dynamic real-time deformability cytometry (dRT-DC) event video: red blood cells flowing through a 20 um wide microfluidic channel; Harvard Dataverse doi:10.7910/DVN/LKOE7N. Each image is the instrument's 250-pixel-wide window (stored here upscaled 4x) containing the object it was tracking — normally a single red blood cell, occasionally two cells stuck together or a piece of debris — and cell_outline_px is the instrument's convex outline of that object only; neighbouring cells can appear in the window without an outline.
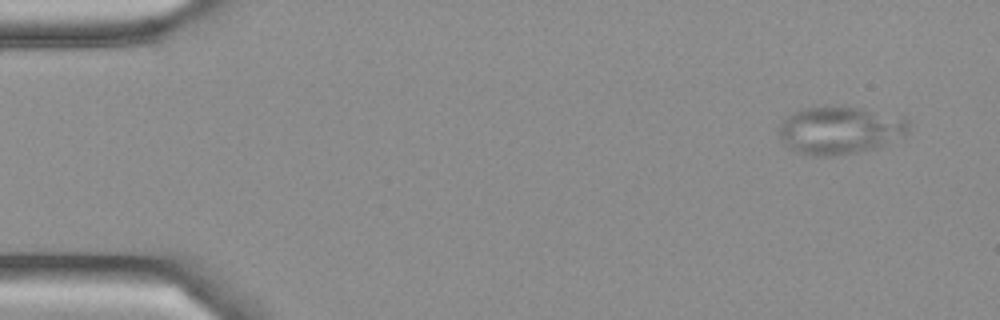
{"species": "Egyptian fruit bat (a non-hibernating species)", "species_latin": "Rousettus aegyptiacus", "temperature_condition": "cold", "stored_images_in_passage": 4, "camera_frame_rate_fps": 3000, "um_per_image_px": 0.085, "frame": {"image": 1, "passage_image": 1, "time_ms": 0.0, "image_size_px": [1000, 320], "cell_outline_px": [[912, 124], [908, 132], [904, 136], [880, 148], [832, 156], [808, 156], [784, 144], [780, 140], [776, 132], [780, 124], [788, 116], [800, 108], [824, 104], [840, 104], [864, 108], [904, 116]], "centroid_in_image_um": [71.43, 11.02], "position_along_channel_um": 13.6, "area_um2": 37.57}}